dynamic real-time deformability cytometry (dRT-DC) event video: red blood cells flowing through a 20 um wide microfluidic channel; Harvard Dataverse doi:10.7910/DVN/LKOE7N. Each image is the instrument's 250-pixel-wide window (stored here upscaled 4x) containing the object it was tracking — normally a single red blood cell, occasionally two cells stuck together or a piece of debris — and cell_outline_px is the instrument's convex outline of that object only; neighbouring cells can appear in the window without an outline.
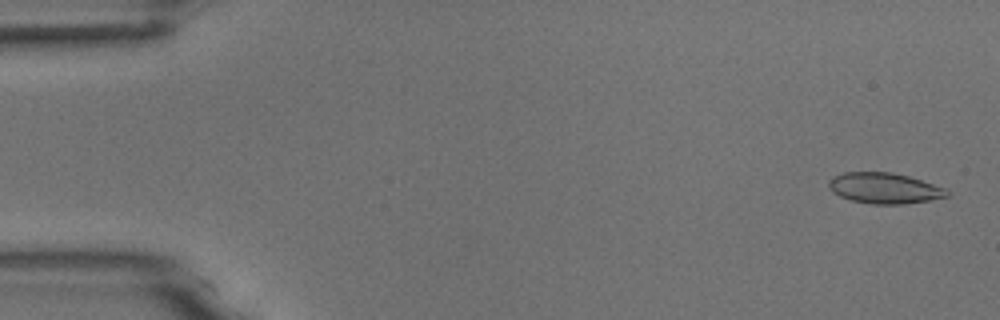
{"species": "common noctule bat (a hibernating species)", "species_latin": "Nyctalus noctula", "temperature_condition": "room temperature", "stored_images_in_passage": 4, "camera_frame_rate_fps": 3000, "um_per_image_px": 0.085, "animal": {"sex": "male", "body_mass_g": 18.8}, "frame": {"image": 1, "passage_image": 1, "time_ms": 0.0, "image_size_px": [1000, 320], "cell_outline_px": [[948, 196], [928, 200], [904, 204], [872, 204], [852, 200], [840, 196], [832, 192], [828, 188], [828, 180], [832, 176], [844, 172], [892, 172], [908, 176], [944, 188], [948, 192]], "centroid_in_image_um": [75.1, 15.99], "position_along_channel_um": 9.9, "area_um2": 21.04}}
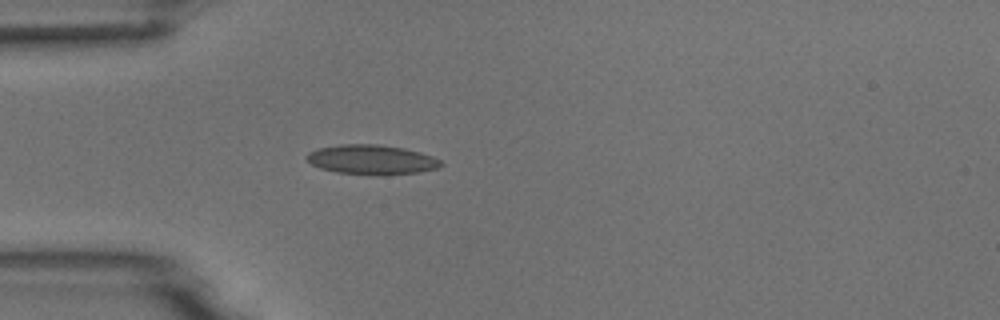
{"frame": {"image": 2, "passage_image": 4, "time_ms": 4.333, "image_size_px": [1000, 320], "cell_outline_px": [[444, 164], [436, 168], [420, 172], [376, 176], [336, 172], [320, 168], [312, 164], [304, 156], [308, 152], [320, 148], [340, 144], [376, 144], [404, 148], [420, 152], [432, 156], [440, 160]], "centroid_in_image_um": [31.59, 13.58], "position_along_channel_um": 53.4, "area_um2": 23.29}}